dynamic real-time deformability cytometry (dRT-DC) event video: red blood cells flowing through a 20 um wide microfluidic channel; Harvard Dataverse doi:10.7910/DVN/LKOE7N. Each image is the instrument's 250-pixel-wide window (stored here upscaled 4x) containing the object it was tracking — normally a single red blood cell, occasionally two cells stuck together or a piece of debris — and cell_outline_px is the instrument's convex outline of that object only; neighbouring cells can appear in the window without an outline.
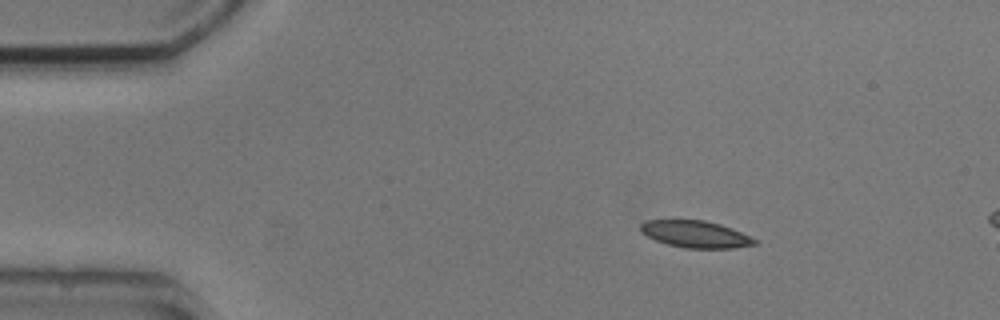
{"species": "common noctule bat (a hibernating species)", "species_latin": "Nyctalus noctula", "temperature_condition": "cold", "stored_images_in_passage": 3, "camera_frame_rate_fps": 3000, "um_per_image_px": 0.085, "animal": {"sex": "male", "body_mass_g": 20.5, "forearm_length_mm": 52.5}, "frame": {"image": 1, "passage_image": 1, "time_ms": 0.0, "image_size_px": [1000, 320], "cell_outline_px": [[756, 244], [736, 248], [684, 248], [668, 244], [656, 240], [640, 232], [640, 224], [644, 220], [704, 220], [720, 224], [732, 228], [756, 240]], "centroid_in_image_um": [59.09, 19.9], "position_along_channel_um": 25.9, "area_um2": 17.8}}